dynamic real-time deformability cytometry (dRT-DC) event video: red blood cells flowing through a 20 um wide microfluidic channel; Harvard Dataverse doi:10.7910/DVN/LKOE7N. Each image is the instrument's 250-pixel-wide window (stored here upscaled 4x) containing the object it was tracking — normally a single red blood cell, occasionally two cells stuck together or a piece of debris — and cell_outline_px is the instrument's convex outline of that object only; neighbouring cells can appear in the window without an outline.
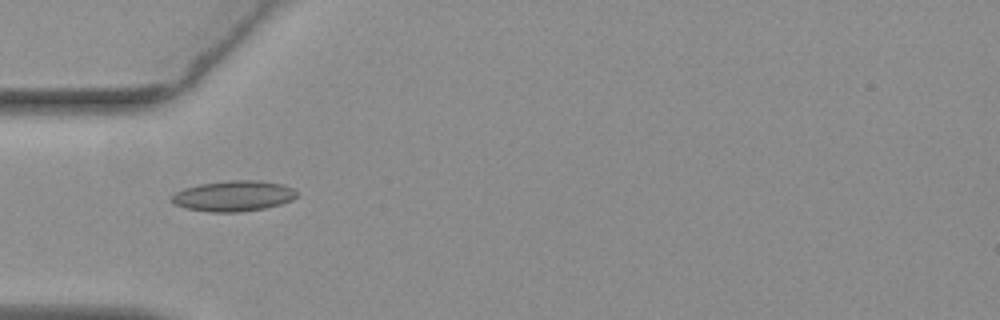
{"species": "common noctule bat (a hibernating species)", "species_latin": "Nyctalus noctula", "temperature_condition": "warm", "stored_images_in_passage": 38, "camera_frame_rate_fps": 3000, "um_per_image_px": 0.085, "animal": {"sex": "female", "body_mass_g": 19.3, "forearm_length_mm": 54.1}, "frame": {"image": 1, "passage_image": 1, "time_ms": 0.0, "image_size_px": [1000, 320], "cell_outline_px": [[296, 196], [292, 200], [280, 204], [264, 208], [240, 212], [208, 212], [188, 208], [176, 204], [172, 200], [172, 196], [176, 192], [184, 188], [200, 184], [228, 180], [256, 180], [284, 184], [292, 188], [296, 192]], "centroid_in_image_um": [19.87, 16.65], "position_along_channel_um": 65.1, "area_um2": 22.14}}
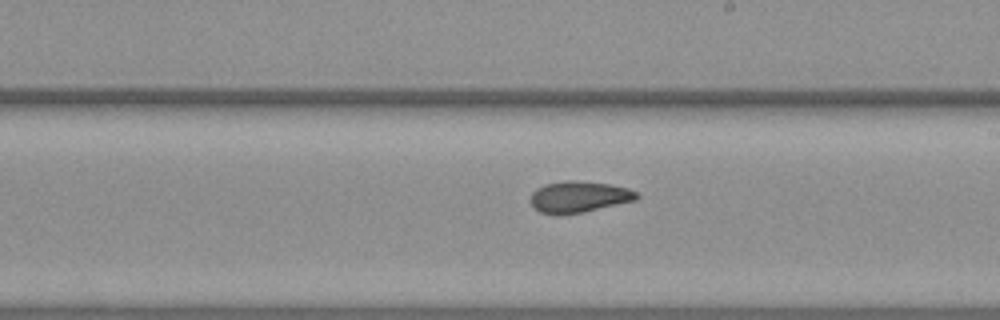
{"frame": {"image": 2, "passage_image": 15, "time_ms": 4.667, "image_size_px": [1000, 320], "cell_outline_px": [[640, 196], [636, 200], [584, 212], [556, 216], [540, 212], [532, 204], [532, 192], [536, 188], [544, 184], [568, 180], [572, 180], [608, 184], [628, 188], [636, 192]], "centroid_in_image_um": [49.2, 16.74], "position_along_channel_um": 239.8, "area_um2": 19.36}}
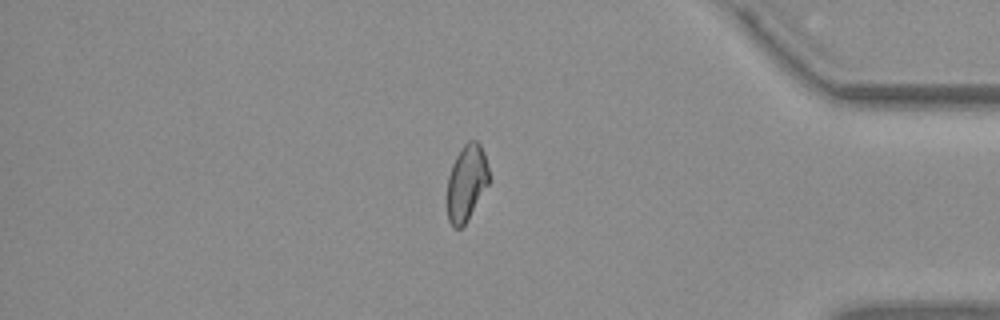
{"frame": {"image": 3, "passage_image": 30, "time_ms": 9.667, "image_size_px": [1000, 320], "cell_outline_px": [[488, 184], [468, 220], [460, 228], [452, 228], [448, 220], [448, 176], [452, 164], [460, 148], [468, 140], [476, 140], [480, 144], [484, 152], [488, 168]], "centroid_in_image_um": [39.64, 15.53], "position_along_channel_um": 395.6, "area_um2": 18.44}, "authors_computed_cell_mechanics": {"area_um2": 19.363, "velocity_mm_per_s": 3.7402, "shape_relaxation_time_tau1_ms": null, "shape_relaxation_time_tau2_ms": 2.619, "deformation_change_tau1": null, "deformation_change_tau2": 0.0805}}